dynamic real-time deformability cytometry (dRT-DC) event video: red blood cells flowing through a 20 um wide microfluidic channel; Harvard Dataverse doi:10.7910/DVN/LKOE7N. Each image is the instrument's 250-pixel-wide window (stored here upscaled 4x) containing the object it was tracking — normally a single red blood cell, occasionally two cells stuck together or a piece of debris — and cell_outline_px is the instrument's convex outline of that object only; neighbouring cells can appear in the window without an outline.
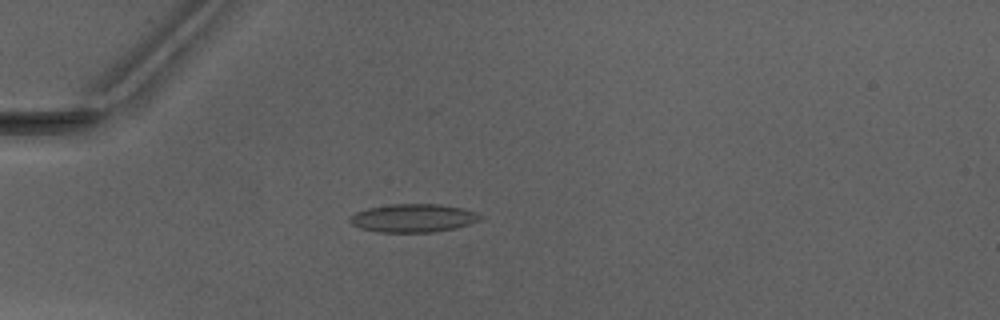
{"species": "Egyptian fruit bat (a non-hibernating species)", "species_latin": "Rousettus aegyptiacus", "temperature_condition": "warm", "stored_images_in_passage": 40, "camera_frame_rate_fps": 3000, "um_per_image_px": 0.085, "animal": {"sex": "male"}, "frame": {"image": 1, "passage_image": 5, "time_ms": 1.333, "image_size_px": [1000, 320], "cell_outline_px": [[484, 216], [480, 220], [456, 228], [436, 232], [376, 232], [360, 228], [352, 224], [348, 220], [356, 212], [368, 208], [392, 204], [440, 204], [464, 208], [476, 212]], "centroid_in_image_um": [35.16, 18.54], "position_along_channel_um": 49.8, "area_um2": 21.56}}
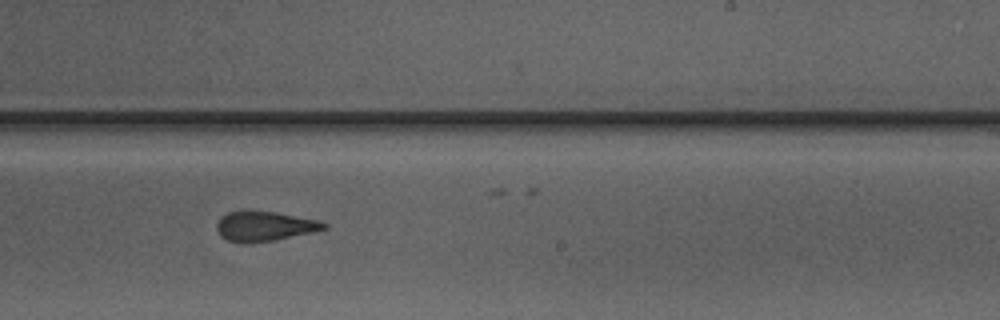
{"frame": {"image": 2, "passage_image": 22, "time_ms": 7.0, "image_size_px": [1000, 320], "cell_outline_px": [[328, 228], [312, 232], [276, 240], [252, 244], [244, 244], [228, 240], [220, 236], [216, 228], [216, 224], [220, 216], [228, 212], [240, 208], [276, 212], [316, 220], [328, 224]], "centroid_in_image_um": [22.4, 19.21], "position_along_channel_um": 266.6, "area_um2": 19.25}}
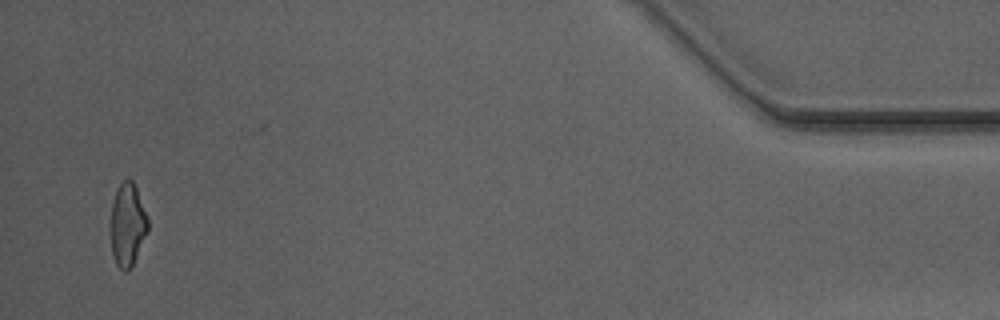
{"frame": {"image": 3, "passage_image": 39, "time_ms": 12.667, "image_size_px": [1000, 320], "cell_outline_px": [[148, 232], [132, 268], [128, 272], [124, 272], [116, 264], [112, 256], [112, 204], [116, 188], [128, 176], [132, 180], [136, 188], [148, 220]], "centroid_in_image_um": [10.86, 19.14], "position_along_channel_um": 424.3, "area_um2": 17.98}, "authors_computed_cell_mechanics": {"area_um2": 19.2763, "velocity_mm_per_s": 4.1686, "shape_relaxation_time_tau1_ms": null, "shape_relaxation_time_tau2_ms": 2.182, "deformation_change_tau1": null, "deformation_change_tau2": 0.0986}}